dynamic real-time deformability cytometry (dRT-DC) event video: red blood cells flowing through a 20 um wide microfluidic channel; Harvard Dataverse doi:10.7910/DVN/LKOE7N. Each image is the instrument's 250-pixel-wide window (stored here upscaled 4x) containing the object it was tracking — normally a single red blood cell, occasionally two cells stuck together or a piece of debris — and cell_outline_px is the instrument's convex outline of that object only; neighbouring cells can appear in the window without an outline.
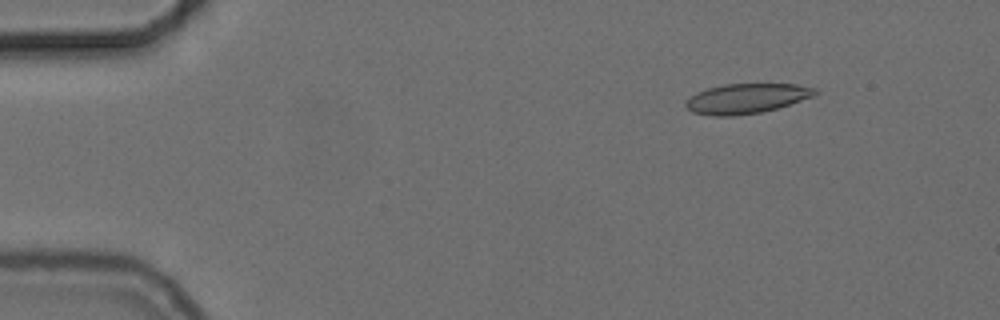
{"species": "common noctule bat (a hibernating species)", "species_latin": "Nyctalus noctula", "temperature_condition": "cold", "stored_images_in_passage": 55, "camera_frame_rate_fps": 3000, "um_per_image_px": 0.085, "animal": {"sex": "female", "body_mass_g": 24.6, "forearm_length_mm": 56.2}, "frame": {"image": 1, "passage_image": 7, "time_ms": 2.0, "image_size_px": [1000, 320], "cell_outline_px": [[820, 92], [812, 96], [776, 108], [760, 112], [732, 116], [712, 116], [692, 112], [684, 104], [696, 92], [708, 88], [724, 84], [796, 84], [816, 88]], "centroid_in_image_um": [63.44, 8.37], "position_along_channel_um": 21.6, "area_um2": 22.25}}
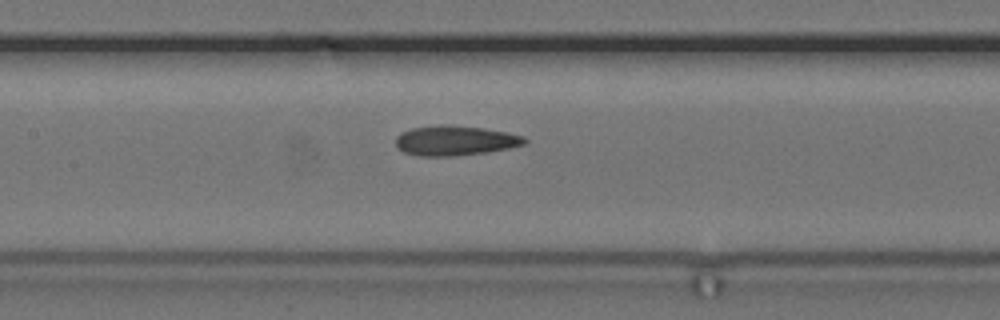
{"frame": {"image": 2, "passage_image": 26, "time_ms": 8.333, "image_size_px": [1000, 320], "cell_outline_px": [[528, 140], [524, 144], [508, 148], [484, 152], [456, 156], [420, 156], [404, 152], [396, 148], [396, 136], [400, 132], [412, 128], [440, 124], [444, 124], [484, 128], [508, 132], [524, 136]], "centroid_in_image_um": [38.65, 11.94], "position_along_channel_um": 168.7, "area_um2": 22.54}}
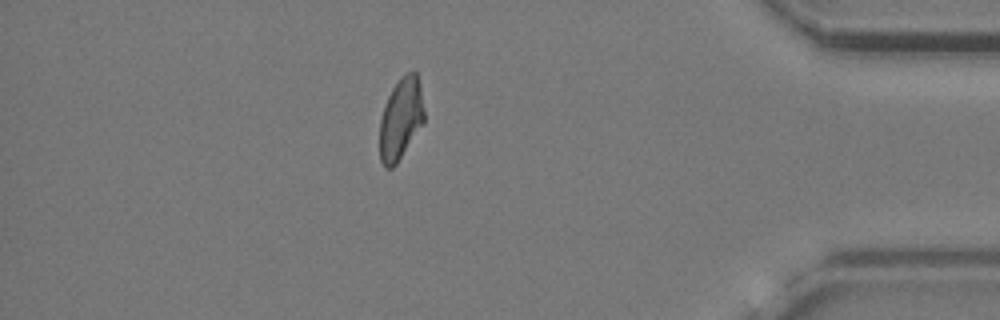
{"frame": {"image": 3, "passage_image": 48, "time_ms": 15.667, "image_size_px": [1000, 320], "cell_outline_px": [[424, 124], [396, 164], [392, 168], [384, 168], [380, 160], [380, 120], [388, 96], [392, 88], [400, 76], [408, 72], [416, 72], [420, 84], [424, 112]], "centroid_in_image_um": [34.07, 10.11], "position_along_channel_um": 401.1, "area_um2": 21.21}, "authors_computed_cell_mechanics": {"area_um2": 22.253, "velocity_mm_per_s": 3.7059, "shape_relaxation_time_tau1_ms": 7.6869, "shape_relaxation_time_tau2_ms": 4.5348, "deformation_change_tau1": 0.1412, "deformation_change_tau2": 0.126}}